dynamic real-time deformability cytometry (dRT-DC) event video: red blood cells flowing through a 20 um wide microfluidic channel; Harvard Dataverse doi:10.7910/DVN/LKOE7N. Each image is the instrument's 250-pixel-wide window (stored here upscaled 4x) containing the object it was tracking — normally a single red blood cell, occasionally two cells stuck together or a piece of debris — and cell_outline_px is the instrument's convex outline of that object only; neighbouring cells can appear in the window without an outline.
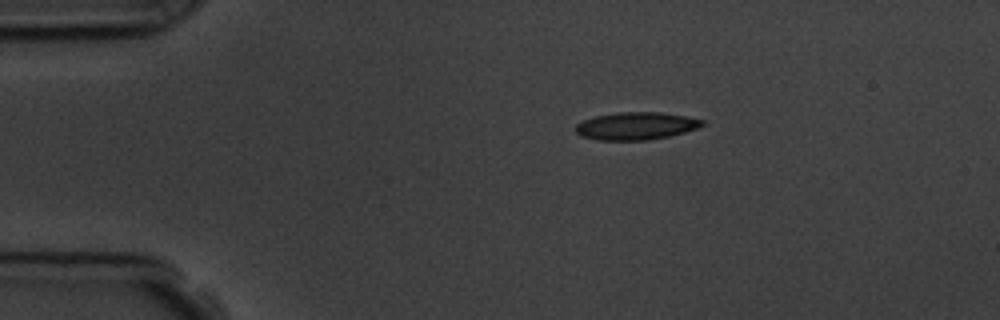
{"species": "common noctule bat (a hibernating species)", "species_latin": "Nyctalus noctula", "temperature_condition": "room temperature", "stored_images_in_passage": 5, "camera_frame_rate_fps": 3000, "um_per_image_px": 0.085, "animal": {"sex": "male", "body_mass_g": 19.5, "forearm_length_mm": 54.6}, "frame": {"image": 1, "passage_image": 1, "time_ms": 0.0, "image_size_px": [1000, 320], "cell_outline_px": [[704, 124], [696, 128], [684, 132], [668, 136], [644, 140], [596, 140], [580, 136], [576, 132], [576, 124], [584, 120], [596, 116], [620, 112], [660, 112], [684, 116], [704, 120]], "centroid_in_image_um": [54.03, 10.71], "position_along_channel_um": 31.0, "area_um2": 20.11}}
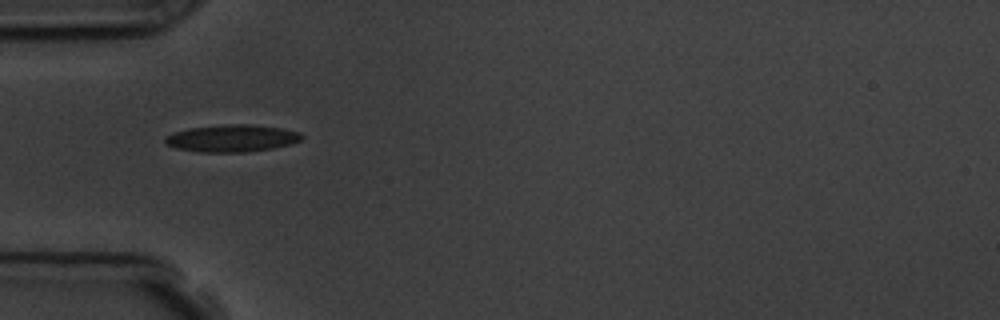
{"frame": {"image": 2, "passage_image": 3, "time_ms": 2.333, "image_size_px": [1000, 320], "cell_outline_px": [[304, 136], [300, 140], [292, 144], [276, 148], [248, 152], [200, 152], [176, 148], [168, 144], [164, 140], [164, 136], [172, 132], [188, 128], [224, 124], [248, 124], [280, 128], [300, 132]], "centroid_in_image_um": [19.72, 11.75], "position_along_channel_um": 65.3, "area_um2": 21.85}}